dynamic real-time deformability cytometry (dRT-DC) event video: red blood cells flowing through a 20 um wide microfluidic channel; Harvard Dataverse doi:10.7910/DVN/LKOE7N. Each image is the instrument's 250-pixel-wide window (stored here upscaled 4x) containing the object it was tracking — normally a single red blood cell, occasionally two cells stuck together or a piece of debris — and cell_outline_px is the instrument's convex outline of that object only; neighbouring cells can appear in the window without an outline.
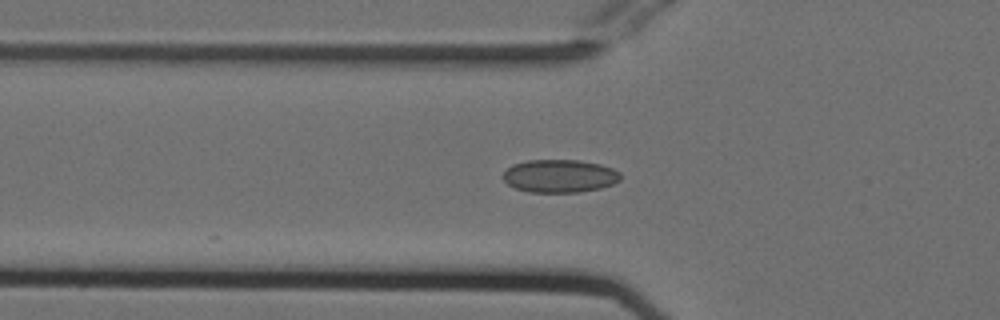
{"species": "Egyptian fruit bat (a non-hibernating species)", "species_latin": "Rousettus aegyptiacus", "temperature_condition": "cold", "stored_images_in_passage": 10, "camera_frame_rate_fps": 3000, "um_per_image_px": 0.085, "animal": {"sex": "female"}, "frame": {"image": 1, "passage_image": 4, "time_ms": 1.0, "image_size_px": [1000, 320], "cell_outline_px": [[620, 180], [612, 184], [600, 188], [580, 192], [528, 192], [516, 188], [508, 184], [500, 176], [512, 164], [528, 160], [580, 160], [600, 164], [612, 168], [620, 172]], "centroid_in_image_um": [47.55, 14.95], "position_along_channel_um": 78.2, "area_um2": 22.66}}
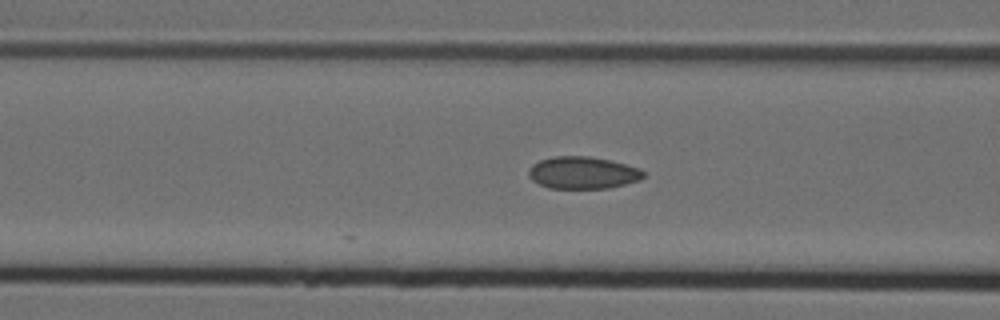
{"frame": {"image": 2, "passage_image": 7, "time_ms": 2.0, "image_size_px": [1000, 320], "cell_outline_px": [[644, 176], [640, 180], [608, 188], [548, 188], [532, 180], [528, 176], [528, 168], [532, 164], [540, 160], [552, 156], [588, 156], [608, 160], [640, 168], [644, 172]], "centroid_in_image_um": [49.5, 14.68], "position_along_channel_um": 117.1, "area_um2": 21.5}}
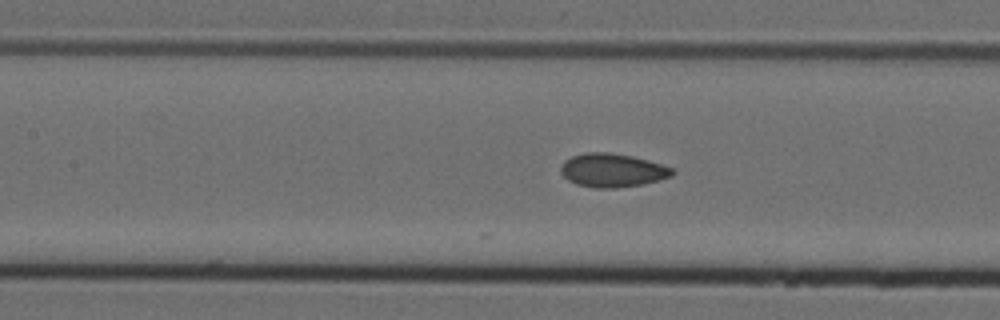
{"frame": {"image": 3, "passage_image": 10, "time_ms": 3.0, "image_size_px": [1000, 320], "cell_outline_px": [[676, 172], [672, 176], [644, 184], [616, 188], [592, 188], [576, 184], [568, 180], [560, 172], [560, 168], [564, 160], [572, 156], [584, 152], [608, 152], [632, 156], [648, 160], [672, 168]], "centroid_in_image_um": [52.03, 14.48], "position_along_channel_um": 155.4, "area_um2": 21.96}}